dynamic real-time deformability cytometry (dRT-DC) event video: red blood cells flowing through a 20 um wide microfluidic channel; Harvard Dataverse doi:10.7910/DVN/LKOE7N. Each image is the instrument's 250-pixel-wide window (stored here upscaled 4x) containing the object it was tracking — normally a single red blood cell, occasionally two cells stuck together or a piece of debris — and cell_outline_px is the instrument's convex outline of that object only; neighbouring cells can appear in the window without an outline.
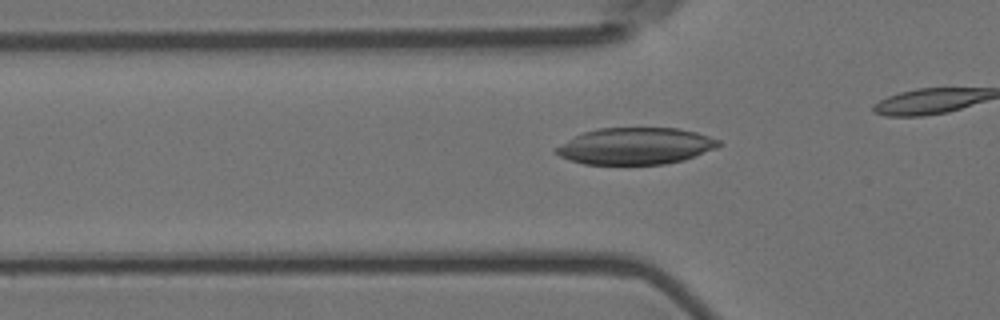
{"species": "Egyptian fruit bat (a non-hibernating species)", "species_latin": "Rousettus aegyptiacus", "temperature_condition": "room temperature", "stored_images_in_passage": 20, "camera_frame_rate_fps": 3000, "um_per_image_px": 0.085, "animal": {"sex": "female"}, "frame": {"image": 1, "passage_image": 4, "time_ms": 1.0, "image_size_px": [1000, 320], "cell_outline_px": [[724, 144], [716, 148], [684, 160], [664, 164], [584, 164], [560, 156], [552, 152], [552, 148], [584, 132], [596, 128], [676, 128], [696, 132], [720, 140]], "centroid_in_image_um": [54.02, 12.41], "position_along_channel_um": 71.8, "area_um2": 34.8}}
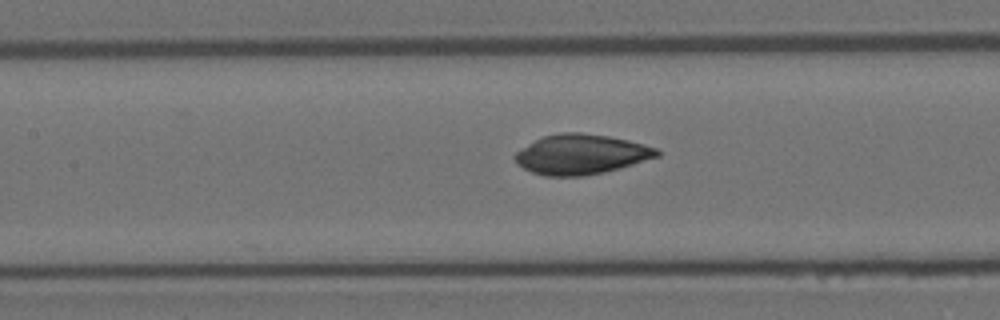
{"frame": {"image": 2, "passage_image": 11, "time_ms": 3.333, "image_size_px": [1000, 320], "cell_outline_px": [[660, 156], [620, 168], [604, 172], [584, 176], [544, 176], [532, 172], [516, 164], [512, 156], [516, 152], [536, 140], [544, 136], [560, 132], [580, 132], [608, 136], [628, 140], [644, 144], [656, 148], [660, 152]], "centroid_in_image_um": [49.39, 13.12], "position_along_channel_um": 158.0, "area_um2": 33.06}}
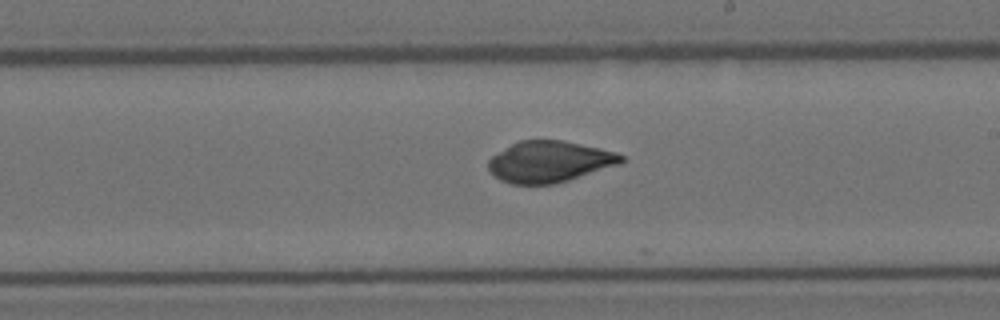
{"frame": {"image": 3, "passage_image": 18, "time_ms": 5.667, "image_size_px": [1000, 320], "cell_outline_px": [[624, 160], [620, 164], [556, 184], [512, 184], [500, 180], [488, 168], [488, 160], [492, 156], [512, 144], [520, 140], [560, 140], [600, 148], [616, 152], [624, 156]], "centroid_in_image_um": [46.71, 13.75], "position_along_channel_um": 242.3, "area_um2": 31.73}}